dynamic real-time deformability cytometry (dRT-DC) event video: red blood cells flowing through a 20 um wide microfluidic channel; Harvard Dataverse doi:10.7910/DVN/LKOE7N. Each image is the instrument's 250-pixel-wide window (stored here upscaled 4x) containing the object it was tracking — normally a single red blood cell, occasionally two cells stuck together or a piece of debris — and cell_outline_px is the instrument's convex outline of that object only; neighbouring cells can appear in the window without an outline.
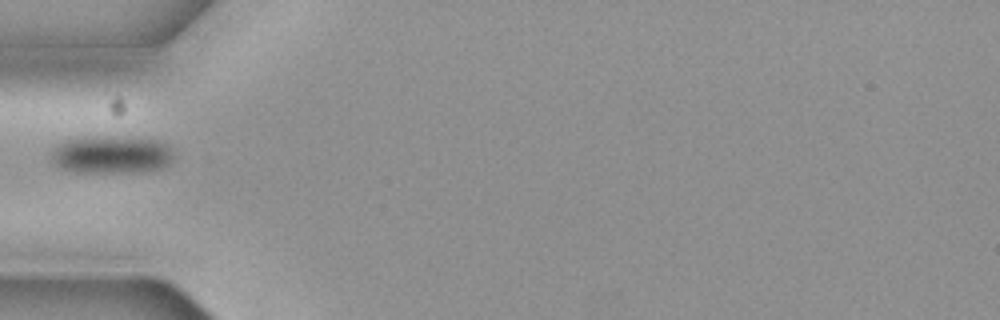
{"species": "common noctule bat (a hibernating species)", "species_latin": "Nyctalus noctula", "temperature_condition": "cold", "stored_images_in_passage": 1, "camera_frame_rate_fps": 3000, "um_per_image_px": 0.085, "animal": {"sex": "female", "body_mass_g": 19.3, "forearm_length_mm": 54.1}, "frame": {"image": 1, "passage_image": 1, "time_ms": 0.0, "image_size_px": [1000, 320], "cell_outline_px": [[172, 160], [168, 164], [160, 168], [108, 172], [72, 172], [60, 168], [52, 164], [48, 160], [48, 152], [56, 144], [64, 140], [92, 136], [104, 136], [156, 140], [168, 144], [172, 156]], "centroid_in_image_um": [9.3, 13.13], "position_along_channel_um": 75.7, "area_um2": 26.93}}